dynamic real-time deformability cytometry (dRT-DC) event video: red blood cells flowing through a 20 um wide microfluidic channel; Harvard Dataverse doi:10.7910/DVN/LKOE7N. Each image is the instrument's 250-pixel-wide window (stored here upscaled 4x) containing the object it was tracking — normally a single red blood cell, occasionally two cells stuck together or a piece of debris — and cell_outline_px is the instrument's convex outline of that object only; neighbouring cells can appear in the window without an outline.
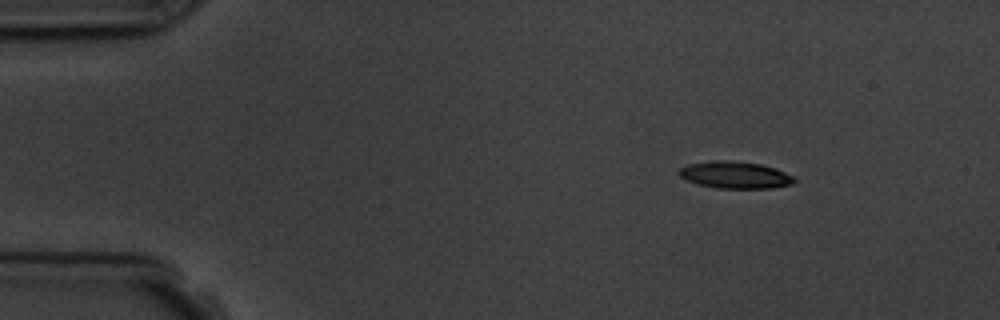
{"species": "common noctule bat (a hibernating species)", "species_latin": "Nyctalus noctula", "temperature_condition": "room temperature", "stored_images_in_passage": 7, "camera_frame_rate_fps": 3000, "um_per_image_px": 0.085, "animal": {"sex": "male", "body_mass_g": 19.5, "forearm_length_mm": 54.6}, "frame": {"image": 1, "passage_image": 1, "time_ms": 0.0, "image_size_px": [1000, 320], "cell_outline_px": [[796, 180], [792, 184], [772, 188], [716, 188], [696, 184], [680, 176], [676, 172], [680, 168], [688, 164], [712, 160], [728, 160], [760, 164], [776, 168], [796, 176]], "centroid_in_image_um": [62.49, 14.87], "position_along_channel_um": 22.5, "area_um2": 18.32}}
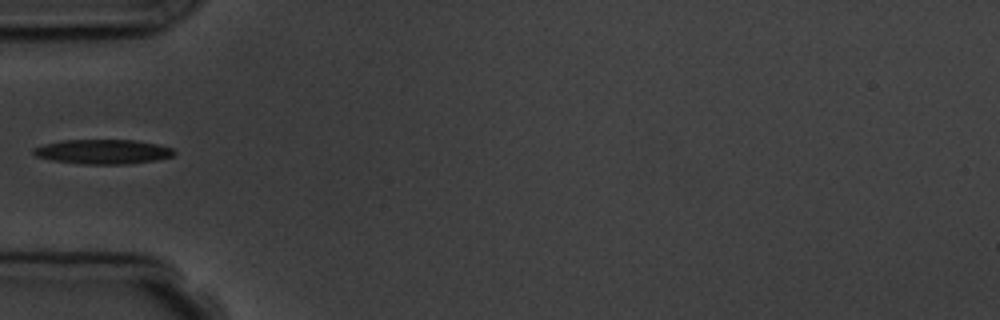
{"frame": {"image": 2, "passage_image": 4, "time_ms": 3.667, "image_size_px": [1000, 320], "cell_outline_px": [[176, 152], [172, 156], [156, 160], [128, 164], [84, 164], [52, 160], [36, 156], [32, 152], [32, 148], [44, 144], [60, 140], [132, 140], [160, 144], [172, 148]], "centroid_in_image_um": [8.74, 12.89], "position_along_channel_um": 76.3, "area_um2": 20.17}}
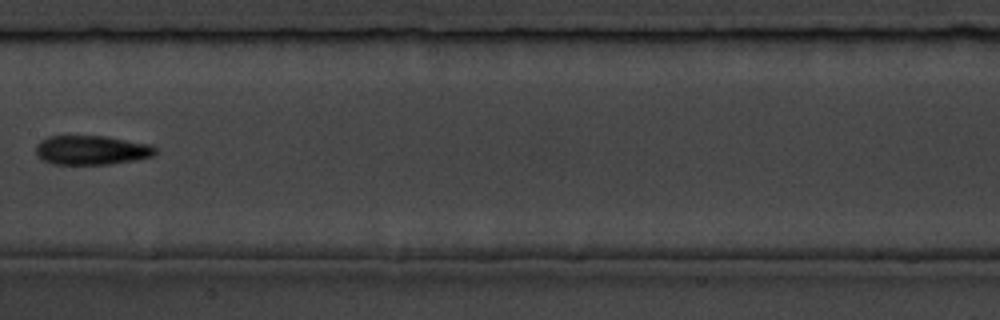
{"frame": {"image": 3, "passage_image": 7, "time_ms": 7.0, "image_size_px": [1000, 320], "cell_outline_px": [[156, 152], [152, 156], [136, 160], [112, 164], [52, 164], [36, 156], [36, 144], [40, 140], [48, 136], [104, 136], [152, 144], [156, 148]], "centroid_in_image_um": [7.78, 12.76], "position_along_channel_um": 199.6, "area_um2": 20.52}}